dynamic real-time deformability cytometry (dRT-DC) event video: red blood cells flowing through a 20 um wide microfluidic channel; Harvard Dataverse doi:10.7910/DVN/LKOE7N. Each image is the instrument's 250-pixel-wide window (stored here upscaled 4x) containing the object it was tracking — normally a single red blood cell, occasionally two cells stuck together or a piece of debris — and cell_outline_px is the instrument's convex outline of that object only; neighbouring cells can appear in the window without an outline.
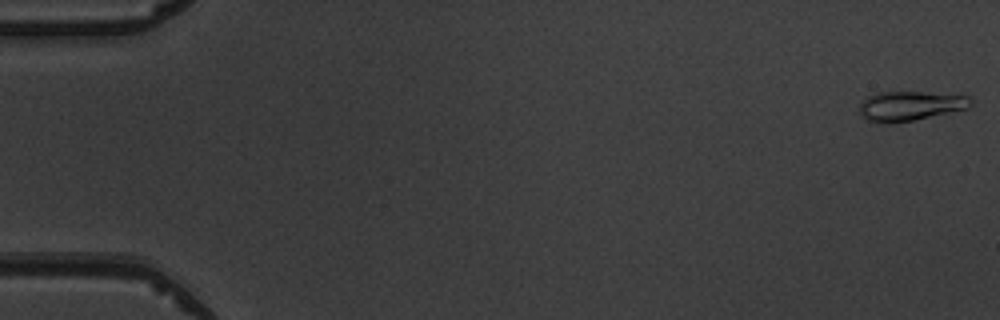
{"species": "common noctule bat (a hibernating species)", "species_latin": "Nyctalus noctula", "temperature_condition": "warm", "stored_images_in_passage": 6, "camera_frame_rate_fps": 3000, "um_per_image_px": 0.085, "animal": {"sex": "male", "body_mass_g": 19.5, "forearm_length_mm": 54.6}, "frame": {"image": 1, "passage_image": 1, "time_ms": 0.0, "image_size_px": [1000, 320], "cell_outline_px": [[972, 104], [968, 108], [912, 120], [868, 120], [860, 112], [860, 104], [868, 96], [876, 92], [924, 92], [972, 96]], "centroid_in_image_um": [77.45, 8.94], "position_along_channel_um": 7.6, "area_um2": 18.32}}
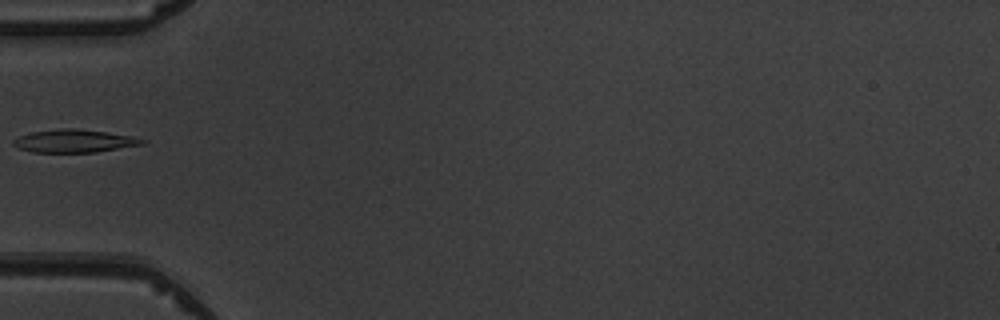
{"frame": {"image": 2, "passage_image": 6, "time_ms": 5.667, "image_size_px": [1000, 320], "cell_outline_px": [[148, 140], [144, 144], [96, 152], [32, 152], [16, 148], [12, 144], [12, 140], [20, 136], [32, 132], [60, 128], [76, 128], [108, 132], [132, 136]], "centroid_in_image_um": [6.31, 11.98], "position_along_channel_um": 78.7, "area_um2": 17.34}}